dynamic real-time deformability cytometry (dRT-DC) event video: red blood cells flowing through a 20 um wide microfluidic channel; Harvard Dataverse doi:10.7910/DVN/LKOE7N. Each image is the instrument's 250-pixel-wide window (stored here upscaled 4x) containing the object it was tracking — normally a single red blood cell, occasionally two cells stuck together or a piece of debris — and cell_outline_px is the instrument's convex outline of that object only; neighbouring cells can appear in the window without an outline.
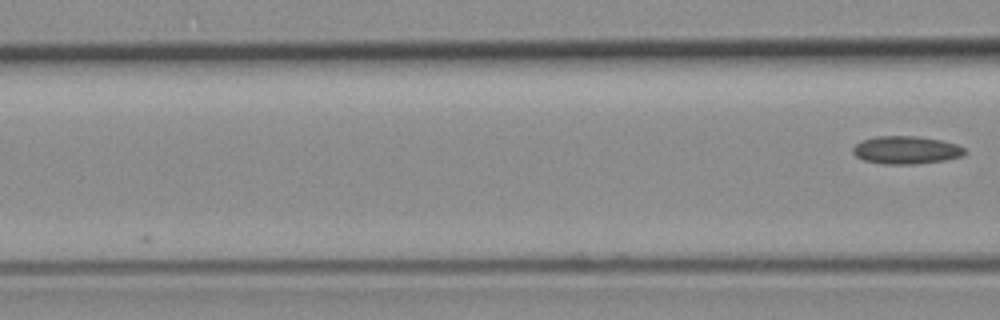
{"species": "common noctule bat (a hibernating species)", "species_latin": "Nyctalus noctula", "temperature_condition": "room temperature", "stored_images_in_passage": 7, "camera_frame_rate_fps": 3000, "um_per_image_px": 0.085, "animal": {"sex": "female", "body_mass_g": 19.3, "forearm_length_mm": 54.1}, "frame": {"image": 1, "passage_image": 7, "time_ms": 2.0, "image_size_px": [1000, 320], "cell_outline_px": [[968, 152], [964, 156], [944, 160], [916, 164], [880, 164], [864, 160], [856, 156], [852, 152], [852, 148], [860, 140], [876, 136], [912, 136], [940, 140], [956, 144], [964, 148]], "centroid_in_image_um": [77.01, 12.76], "position_along_channel_um": 89.6, "area_um2": 18.26}}